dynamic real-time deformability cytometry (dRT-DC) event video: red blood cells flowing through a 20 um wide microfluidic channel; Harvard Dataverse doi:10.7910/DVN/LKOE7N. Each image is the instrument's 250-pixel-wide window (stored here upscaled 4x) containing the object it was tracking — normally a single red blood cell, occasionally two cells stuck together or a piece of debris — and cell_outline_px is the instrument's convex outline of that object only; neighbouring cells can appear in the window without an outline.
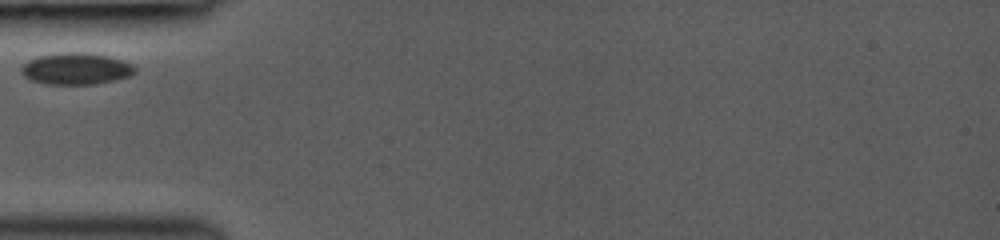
{"species": "common noctule bat (a hibernating species)", "species_latin": "Nyctalus noctula", "temperature_condition": "room temperature", "stored_images_in_passage": 1, "camera_frame_rate_fps": 3000, "um_per_image_px": 0.085, "animal": {"sex": "female", "body_mass_g": 19.0, "forearm_length_mm": 53.3}, "frame": {"image": 1, "passage_image": 1, "time_ms": 0.0, "image_size_px": [1000, 240], "cell_outline_px": [[136, 72], [128, 76], [116, 80], [96, 84], [44, 84], [28, 80], [20, 72], [20, 68], [28, 60], [36, 56], [60, 52], [84, 52], [108, 56], [132, 64], [136, 68]], "centroid_in_image_um": [6.41, 5.84], "position_along_channel_um": 78.6, "area_um2": 21.21}}